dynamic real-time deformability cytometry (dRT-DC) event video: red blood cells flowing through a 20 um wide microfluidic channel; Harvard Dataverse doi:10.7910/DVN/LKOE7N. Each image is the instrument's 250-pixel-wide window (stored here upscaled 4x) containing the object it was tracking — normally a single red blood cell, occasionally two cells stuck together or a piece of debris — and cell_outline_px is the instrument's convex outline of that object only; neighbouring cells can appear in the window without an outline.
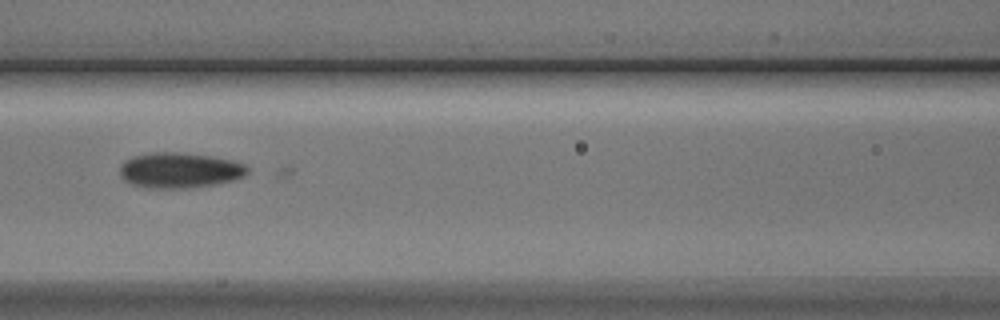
{"species": "Egyptian fruit bat (a non-hibernating species)", "species_latin": "Rousettus aegyptiacus", "temperature_condition": "cold", "stored_images_in_passage": 6, "camera_frame_rate_fps": 3000, "um_per_image_px": 0.085, "animal": {"sex": "male"}, "frame": {"image": 1, "passage_image": 3, "time_ms": 2.333, "image_size_px": [1000, 320], "cell_outline_px": [[248, 172], [244, 176], [232, 180], [212, 184], [184, 188], [144, 188], [132, 184], [124, 180], [120, 176], [120, 168], [124, 160], [132, 156], [152, 152], [176, 152], [212, 156], [236, 160], [244, 164], [248, 168]], "centroid_in_image_um": [15.25, 14.46], "position_along_channel_um": 151.4, "area_um2": 26.41}}
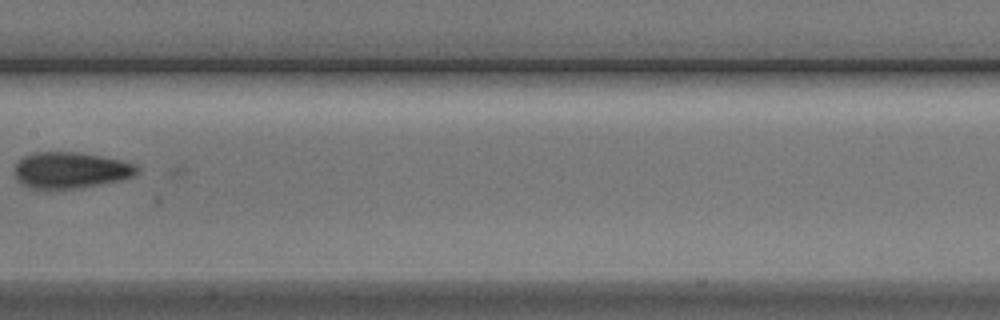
{"frame": {"image": 2, "passage_image": 4, "time_ms": 3.667, "image_size_px": [1000, 320], "cell_outline_px": [[136, 172], [132, 176], [120, 180], [80, 188], [28, 188], [20, 184], [16, 180], [12, 172], [16, 160], [32, 152], [80, 152], [120, 160], [132, 164], [136, 168]], "centroid_in_image_um": [5.86, 14.46], "position_along_channel_um": 201.5, "area_um2": 25.89}}
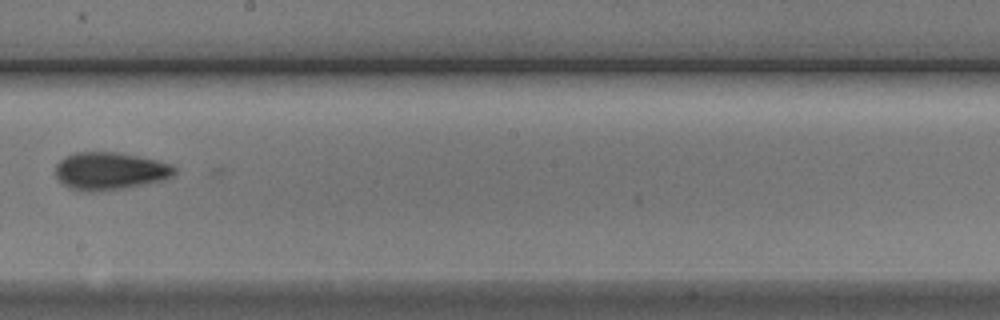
{"frame": {"image": 3, "passage_image": 5, "time_ms": 4.667, "image_size_px": [1000, 320], "cell_outline_px": [[176, 172], [172, 176], [164, 180], [124, 188], [100, 192], [84, 192], [72, 188], [64, 184], [56, 176], [56, 164], [64, 156], [76, 152], [116, 152], [156, 160], [172, 164], [176, 168]], "centroid_in_image_um": [9.35, 14.54], "position_along_channel_um": 238.9, "area_um2": 26.13}}